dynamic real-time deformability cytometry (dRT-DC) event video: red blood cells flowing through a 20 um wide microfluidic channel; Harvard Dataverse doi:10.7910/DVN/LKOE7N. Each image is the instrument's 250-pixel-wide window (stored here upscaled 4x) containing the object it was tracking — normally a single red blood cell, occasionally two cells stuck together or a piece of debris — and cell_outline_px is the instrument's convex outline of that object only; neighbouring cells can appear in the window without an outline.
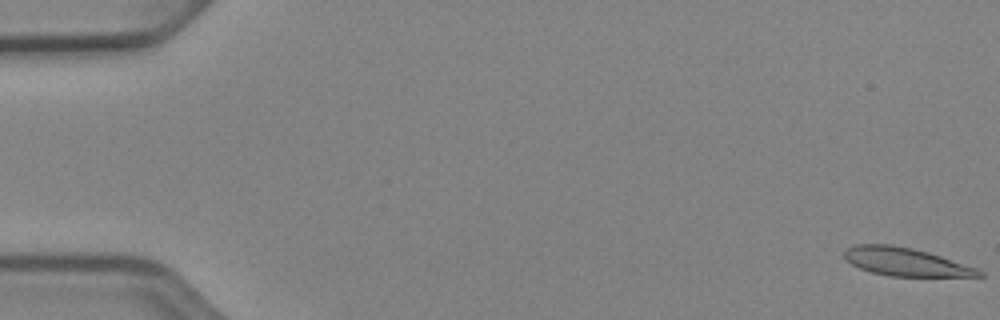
{"species": "Egyptian fruit bat (a non-hibernating species)", "species_latin": "Rousettus aegyptiacus", "temperature_condition": "cold", "stored_images_in_passage": 52, "camera_frame_rate_fps": 3000, "um_per_image_px": 0.085, "animal": {"sex": "female"}, "frame": {"image": 1, "passage_image": 1, "time_ms": 0.0, "image_size_px": [1000, 320], "cell_outline_px": [[984, 276], [888, 276], [872, 272], [860, 268], [844, 260], [844, 248], [856, 244], [892, 244], [912, 248], [928, 252], [976, 268], [984, 272]], "centroid_in_image_um": [76.91, 22.24], "position_along_channel_um": 8.1, "area_um2": 22.02}}
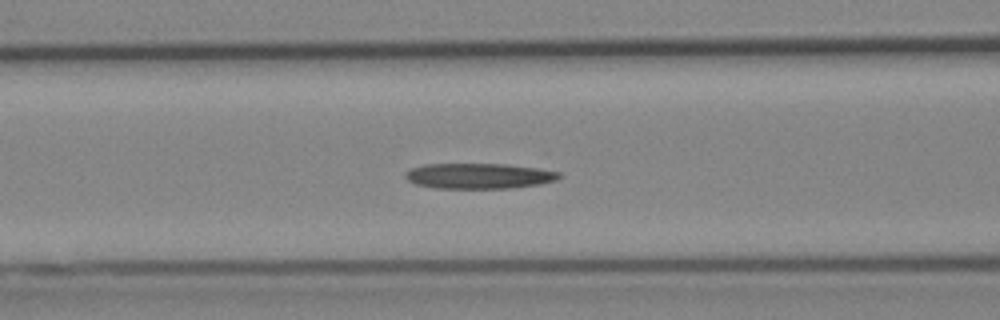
{"frame": {"image": 2, "passage_image": 22, "time_ms": 7.0, "image_size_px": [1000, 320], "cell_outline_px": [[560, 176], [556, 180], [540, 184], [512, 188], [436, 188], [416, 184], [408, 180], [404, 176], [404, 172], [412, 168], [424, 164], [504, 164], [536, 168], [560, 172]], "centroid_in_image_um": [40.68, 14.95], "position_along_channel_um": 125.9, "area_um2": 22.72}}
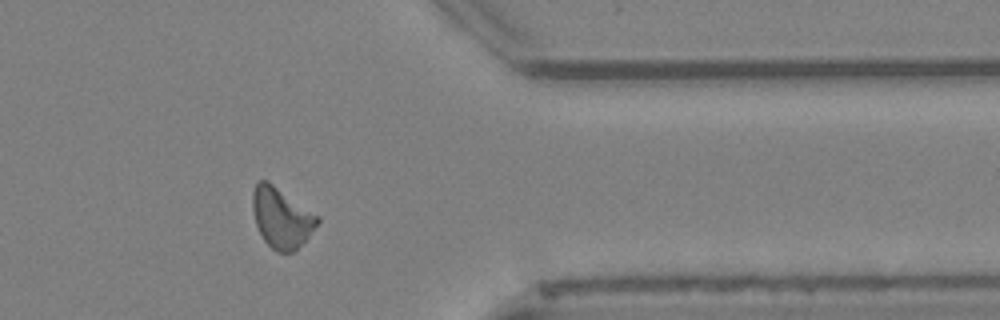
{"frame": {"image": 3, "passage_image": 43, "time_ms": 14.0, "image_size_px": [1000, 320], "cell_outline_px": [[320, 220], [308, 236], [292, 252], [276, 252], [264, 240], [256, 224], [252, 208], [252, 192], [256, 180], [268, 180], [320, 216]], "centroid_in_image_um": [23.9, 18.46], "position_along_channel_um": 387.5, "area_um2": 22.72}}